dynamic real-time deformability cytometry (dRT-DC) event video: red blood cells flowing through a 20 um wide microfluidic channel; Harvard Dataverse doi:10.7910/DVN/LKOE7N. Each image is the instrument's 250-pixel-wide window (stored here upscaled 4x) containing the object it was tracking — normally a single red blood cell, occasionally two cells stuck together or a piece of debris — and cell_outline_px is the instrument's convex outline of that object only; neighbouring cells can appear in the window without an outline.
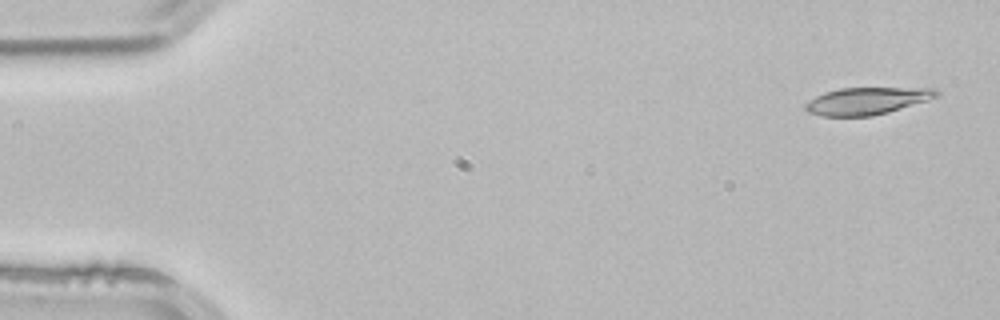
{"species": "common noctule bat (a hibernating species)", "species_latin": "Nyctalus noctula", "temperature_condition": "room temperature", "stored_images_in_passage": 4, "camera_frame_rate_fps": 3000, "um_per_image_px": 0.085, "animal": {"sex": "male", "body_mass_g": 21.5, "forearm_length_mm": 52.0}, "frame": {"image": 1, "passage_image": 1, "time_ms": 0.0, "image_size_px": [1000, 320], "cell_outline_px": [[940, 96], [928, 100], [888, 112], [872, 116], [820, 116], [808, 112], [804, 108], [804, 104], [816, 96], [824, 92], [840, 88], [936, 88], [940, 92]], "centroid_in_image_um": [73.7, 8.57], "position_along_channel_um": 11.3, "area_um2": 20.81}}
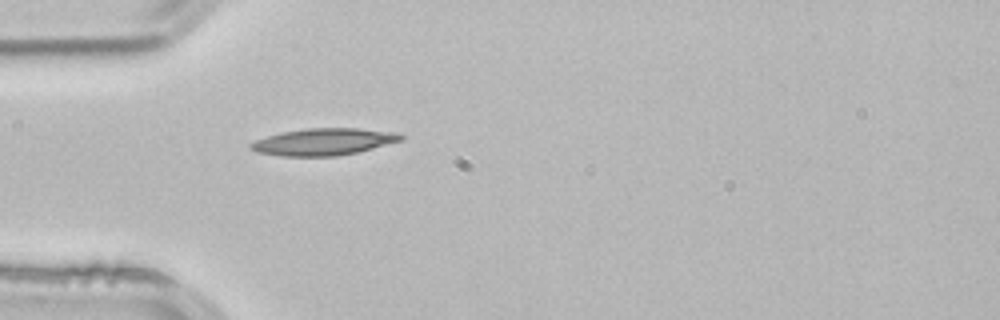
{"frame": {"image": 2, "passage_image": 4, "time_ms": 1.0, "image_size_px": [1000, 320], "cell_outline_px": [[404, 140], [356, 152], [336, 156], [280, 156], [256, 152], [248, 148], [248, 144], [256, 140], [268, 136], [284, 132], [308, 128], [356, 128], [396, 132], [404, 136]], "centroid_in_image_um": [27.5, 12.05], "position_along_channel_um": 57.5, "area_um2": 23.47}}